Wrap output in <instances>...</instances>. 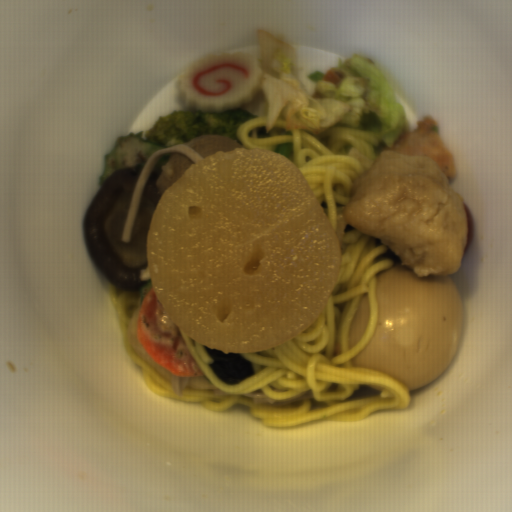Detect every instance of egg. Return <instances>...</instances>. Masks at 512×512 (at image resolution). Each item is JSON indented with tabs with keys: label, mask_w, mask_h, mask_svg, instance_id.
Wrapping results in <instances>:
<instances>
[{
	"label": "egg",
	"mask_w": 512,
	"mask_h": 512,
	"mask_svg": "<svg viewBox=\"0 0 512 512\" xmlns=\"http://www.w3.org/2000/svg\"><path fill=\"white\" fill-rule=\"evenodd\" d=\"M370 318V300L368 293L361 299L350 325L348 333V350L363 337Z\"/></svg>",
	"instance_id": "2799bb9f"
},
{
	"label": "egg",
	"mask_w": 512,
	"mask_h": 512,
	"mask_svg": "<svg viewBox=\"0 0 512 512\" xmlns=\"http://www.w3.org/2000/svg\"><path fill=\"white\" fill-rule=\"evenodd\" d=\"M401 263L375 274L376 326L350 363L389 375L413 391L434 382L452 363L464 311L449 275L419 277Z\"/></svg>",
	"instance_id": "d2b9013d"
}]
</instances>
